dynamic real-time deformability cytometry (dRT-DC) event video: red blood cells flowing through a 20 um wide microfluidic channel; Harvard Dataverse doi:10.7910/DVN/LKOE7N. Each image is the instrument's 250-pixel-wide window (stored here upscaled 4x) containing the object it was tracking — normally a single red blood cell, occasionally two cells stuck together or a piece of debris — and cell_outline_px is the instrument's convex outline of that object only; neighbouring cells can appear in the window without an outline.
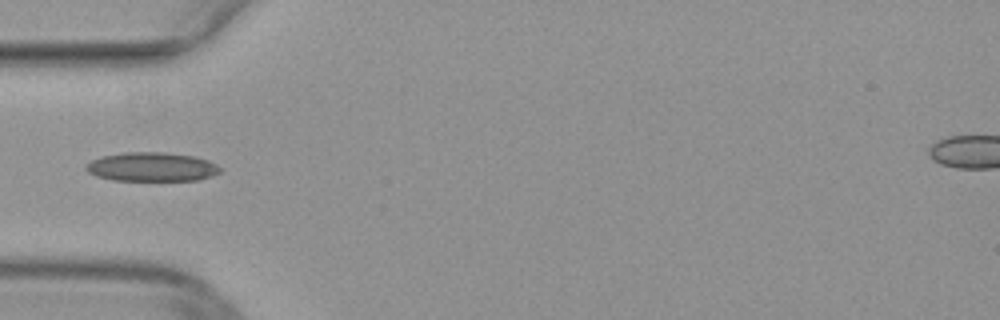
{"species": "common noctule bat (a hibernating species)", "species_latin": "Nyctalus noctula", "temperature_condition": "warm", "stored_images_in_passage": 17, "camera_frame_rate_fps": 3000, "um_per_image_px": 0.085, "animal": {"sex": "female", "body_mass_g": 29.2, "forearm_length_mm": 56.3}, "frame": {"image": 1, "passage_image": 1, "time_ms": 0.0, "image_size_px": [1000, 320], "cell_outline_px": [[220, 172], [212, 176], [200, 180], [112, 180], [96, 176], [88, 172], [84, 168], [92, 160], [100, 156], [124, 152], [164, 152], [196, 156], [208, 160], [216, 164], [220, 168]], "centroid_in_image_um": [12.9, 14.18], "position_along_channel_um": 72.1, "area_um2": 22.77}}
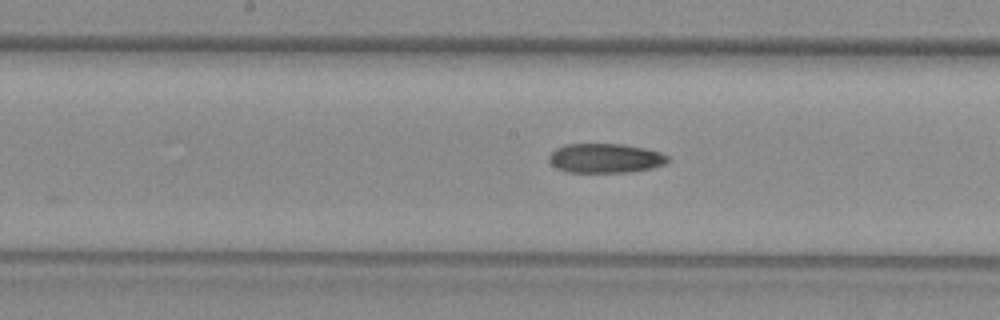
{"frame": {"image": 2, "passage_image": 10, "time_ms": 3.0, "image_size_px": [1000, 320], "cell_outline_px": [[668, 160], [664, 164], [652, 168], [632, 172], [564, 172], [556, 168], [548, 160], [548, 156], [556, 148], [564, 144], [620, 144], [644, 148], [660, 152], [668, 156]], "centroid_in_image_um": [51.42, 13.45], "position_along_channel_um": 196.8, "area_um2": 20.4}}
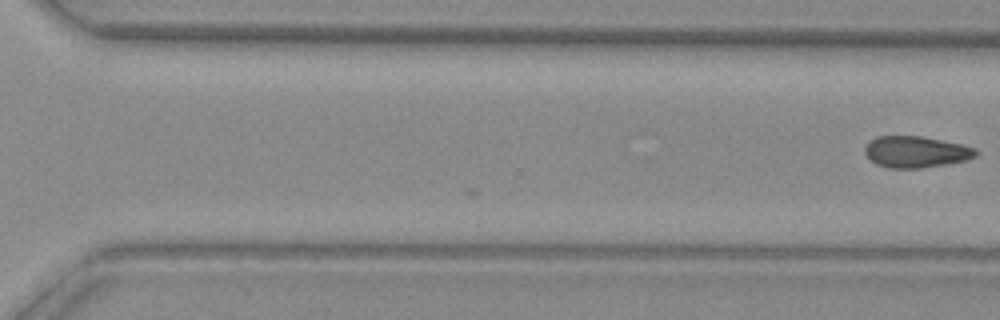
{"frame": {"image": 3, "passage_image": 17, "time_ms": 5.333, "image_size_px": [1000, 320], "cell_outline_px": [[980, 152], [976, 156], [968, 160], [920, 168], [888, 168], [876, 164], [864, 152], [864, 148], [876, 136], [920, 136], [964, 144], [976, 148]], "centroid_in_image_um": [77.91, 12.9], "position_along_channel_um": 292.7, "area_um2": 20.35}}